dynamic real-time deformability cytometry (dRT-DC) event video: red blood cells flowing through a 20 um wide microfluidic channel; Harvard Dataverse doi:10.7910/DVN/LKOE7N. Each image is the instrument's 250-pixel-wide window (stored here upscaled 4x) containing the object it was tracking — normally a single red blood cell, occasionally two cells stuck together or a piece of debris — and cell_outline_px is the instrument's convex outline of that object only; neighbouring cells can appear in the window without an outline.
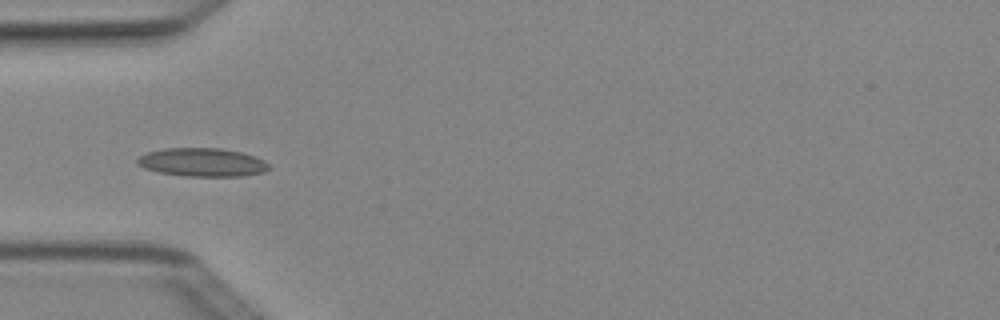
{"species": "Egyptian fruit bat (a non-hibernating species)", "species_latin": "Rousettus aegyptiacus", "temperature_condition": "cold", "stored_images_in_passage": 6, "camera_frame_rate_fps": 3000, "um_per_image_px": 0.085, "animal": {"sex": "female"}, "frame": {"image": 1, "passage_image": 5, "time_ms": 1.333, "image_size_px": [1000, 320], "cell_outline_px": [[272, 168], [264, 172], [244, 176], [184, 176], [160, 172], [144, 168], [136, 164], [136, 160], [140, 156], [148, 152], [164, 148], [220, 148], [240, 152], [256, 156], [264, 160]], "centroid_in_image_um": [17.22, 13.8], "position_along_channel_um": 67.8, "area_um2": 21.91}}
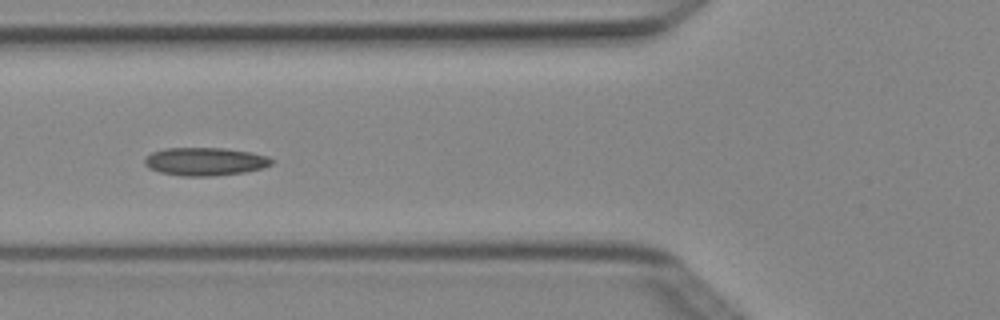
{"frame": {"image": 2, "passage_image": 6, "time_ms": 1.667, "image_size_px": [1000, 320], "cell_outline_px": [[272, 164], [264, 168], [244, 172], [212, 176], [180, 176], [160, 172], [148, 168], [144, 164], [144, 160], [152, 152], [164, 148], [224, 148], [252, 152], [268, 156], [272, 160]], "centroid_in_image_um": [17.43, 13.73], "position_along_channel_um": 108.4, "area_um2": 20.87}}